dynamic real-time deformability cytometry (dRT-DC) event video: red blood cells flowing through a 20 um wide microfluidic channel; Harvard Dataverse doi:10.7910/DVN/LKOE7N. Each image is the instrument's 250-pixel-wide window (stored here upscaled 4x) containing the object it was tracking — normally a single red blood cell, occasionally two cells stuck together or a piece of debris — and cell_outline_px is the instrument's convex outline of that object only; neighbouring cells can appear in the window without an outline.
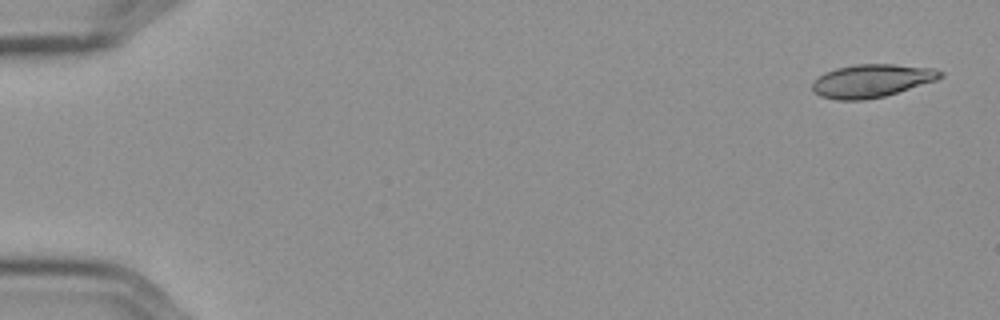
{"species": "Egyptian fruit bat (a non-hibernating species)", "species_latin": "Rousettus aegyptiacus", "temperature_condition": "cold", "stored_images_in_passage": 56, "camera_frame_rate_fps": 3000, "um_per_image_px": 0.085, "frame": {"image": 1, "passage_image": 1, "time_ms": 0.0, "image_size_px": [1000, 320], "cell_outline_px": [[944, 76], [936, 80], [884, 96], [864, 100], [836, 100], [820, 96], [812, 92], [812, 84], [824, 72], [836, 68], [856, 64], [892, 64], [932, 68], [944, 72]], "centroid_in_image_um": [74.07, 6.87], "position_along_channel_um": 10.9, "area_um2": 24.57}}
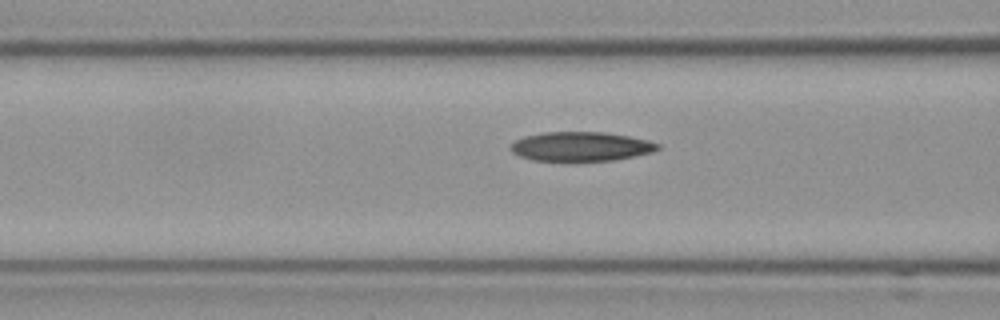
{"frame": {"image": 2, "passage_image": 22, "time_ms": 7.0, "image_size_px": [1000, 320], "cell_outline_px": [[660, 148], [652, 152], [612, 160], [532, 160], [520, 156], [512, 152], [508, 148], [516, 140], [524, 136], [544, 132], [604, 132], [628, 136], [648, 140], [660, 144]], "centroid_in_image_um": [49.36, 12.44], "position_along_channel_um": 117.2, "area_um2": 24.8}}
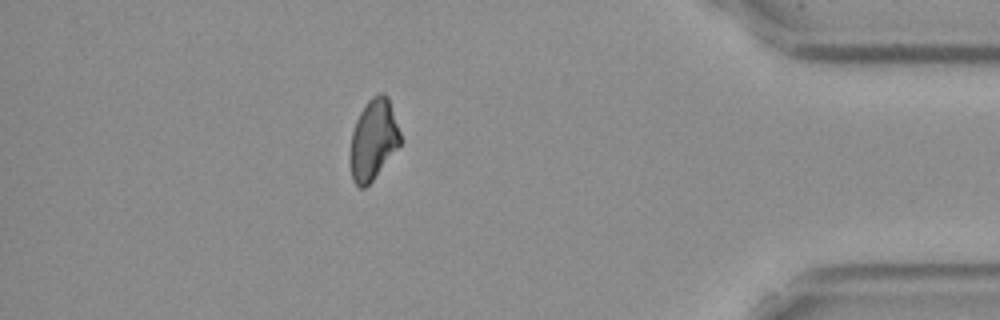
{"frame": {"image": 3, "passage_image": 49, "time_ms": 16.0, "image_size_px": [1000, 320], "cell_outline_px": [[400, 144], [372, 180], [364, 188], [360, 188], [352, 180], [348, 160], [352, 132], [356, 120], [364, 104], [372, 96], [380, 92], [384, 92], [388, 96], [400, 132]], "centroid_in_image_um": [31.69, 11.85], "position_along_channel_um": 403.5, "area_um2": 23.58}, "authors_computed_cell_mechanics": {"area_um2": 25.1719, "velocity_mm_per_s": 3.5925, "shape_relaxation_time_tau1_ms": 5.2118, "shape_relaxation_time_tau2_ms": null, "deformation_change_tau1": 0.1406, "deformation_change_tau2": null}}